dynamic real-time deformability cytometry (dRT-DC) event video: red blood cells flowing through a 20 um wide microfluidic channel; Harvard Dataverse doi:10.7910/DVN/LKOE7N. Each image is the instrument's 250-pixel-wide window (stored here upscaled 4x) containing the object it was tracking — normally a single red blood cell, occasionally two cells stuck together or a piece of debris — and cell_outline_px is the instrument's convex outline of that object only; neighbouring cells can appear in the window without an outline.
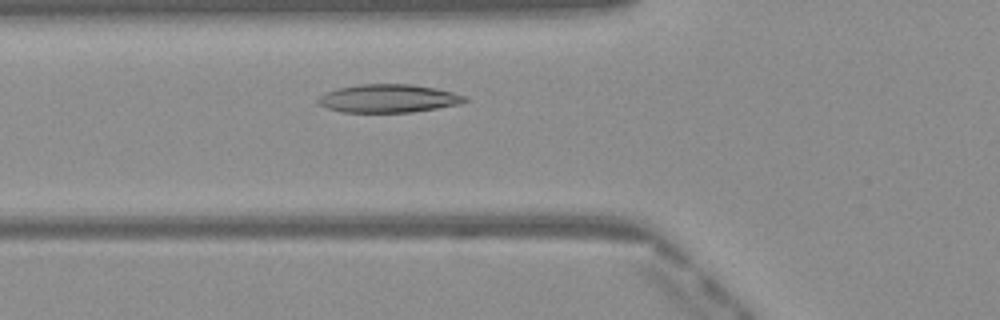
{"species": "Egyptian fruit bat (a non-hibernating species)", "species_latin": "Rousettus aegyptiacus", "temperature_condition": "warm", "stored_images_in_passage": 42, "camera_frame_rate_fps": 3000, "um_per_image_px": 0.085, "frame": {"image": 1, "passage_image": 10, "time_ms": 3.0, "image_size_px": [1000, 320], "cell_outline_px": [[468, 100], [460, 104], [412, 112], [340, 112], [328, 108], [320, 104], [316, 100], [320, 96], [328, 92], [340, 88], [360, 84], [412, 84], [436, 88], [468, 96]], "centroid_in_image_um": [33.06, 8.37], "position_along_channel_um": 92.7, "area_um2": 23.99}}
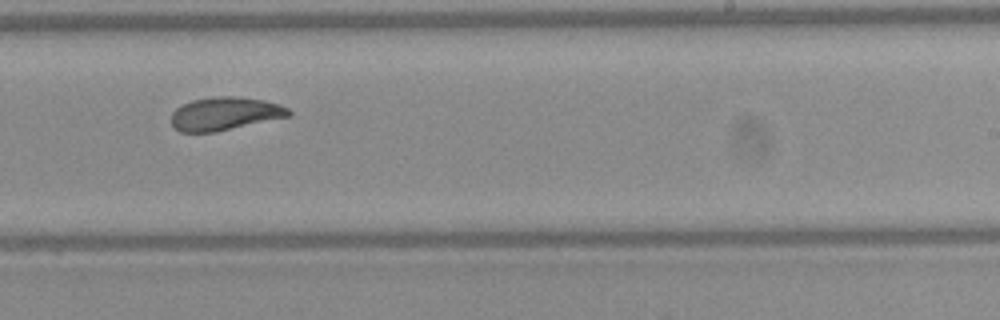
{"frame": {"image": 2, "passage_image": 23, "time_ms": 7.333, "image_size_px": [1000, 320], "cell_outline_px": [[292, 116], [216, 132], [180, 132], [172, 124], [172, 112], [176, 108], [192, 100], [212, 96], [232, 96], [264, 100], [280, 104], [288, 108], [292, 112]], "centroid_in_image_um": [19.15, 9.66], "position_along_channel_um": 269.8, "area_um2": 22.83}}
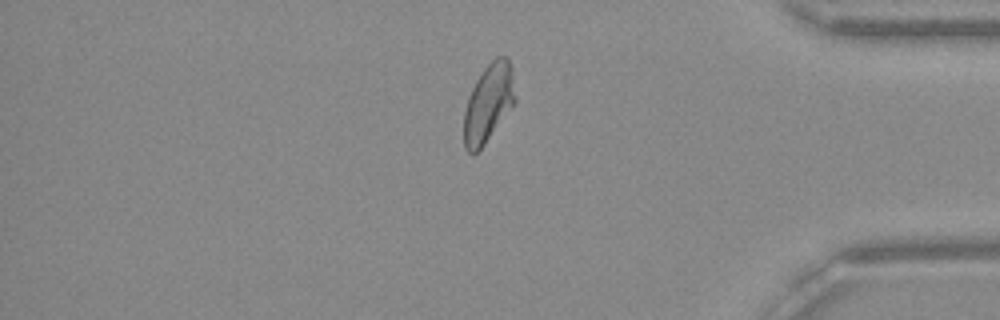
{"frame": {"image": 3, "passage_image": 34, "time_ms": 11.0, "image_size_px": [1000, 320], "cell_outline_px": [[516, 100], [484, 144], [476, 152], [468, 152], [464, 148], [464, 112], [468, 96], [476, 80], [484, 68], [496, 56], [508, 56], [512, 68]], "centroid_in_image_um": [41.51, 8.71], "position_along_channel_um": 393.7, "area_um2": 23.06}, "authors_computed_cell_mechanics": {"area_um2": 23.6402, "velocity_mm_per_s": 4.0775, "shape_relaxation_time_tau1_ms": 8.144, "shape_relaxation_time_tau2_ms": 3.392, "deformation_change_tau1": 0.229, "deformation_change_tau2": 0.0793}}